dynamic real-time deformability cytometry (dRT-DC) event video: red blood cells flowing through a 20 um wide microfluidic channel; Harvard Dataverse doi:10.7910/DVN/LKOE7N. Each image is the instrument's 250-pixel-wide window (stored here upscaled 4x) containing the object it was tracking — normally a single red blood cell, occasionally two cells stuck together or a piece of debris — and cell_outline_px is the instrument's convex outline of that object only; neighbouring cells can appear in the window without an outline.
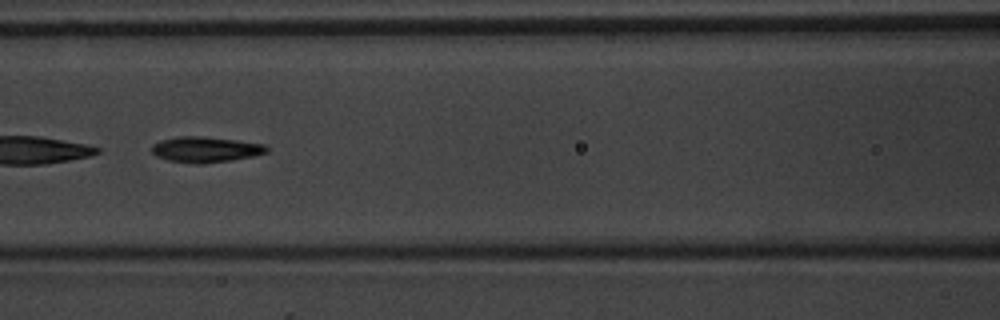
{"species": "common noctule bat (a hibernating species)", "species_latin": "Nyctalus noctula", "temperature_condition": "warm", "stored_images_in_passage": 53, "segment_of_instrument_passage": [2, 2], "camera_frame_rate_fps": 3000, "um_per_image_px": 0.085, "animal": {"sex": "male", "body_mass_g": 20.1, "forearm_length_mm": 53.5}, "frame": {"image": 1, "passage_image": 24, "time_ms": 7.667, "image_size_px": [1000, 320], "cell_outline_px": [[268, 152], [256, 156], [232, 160], [200, 164], [196, 164], [168, 160], [156, 156], [152, 152], [152, 144], [160, 140], [176, 136], [200, 136], [236, 140], [264, 144], [268, 148]], "centroid_in_image_um": [17.47, 12.7], "position_along_channel_um": 149.1, "area_um2": 17.28}}
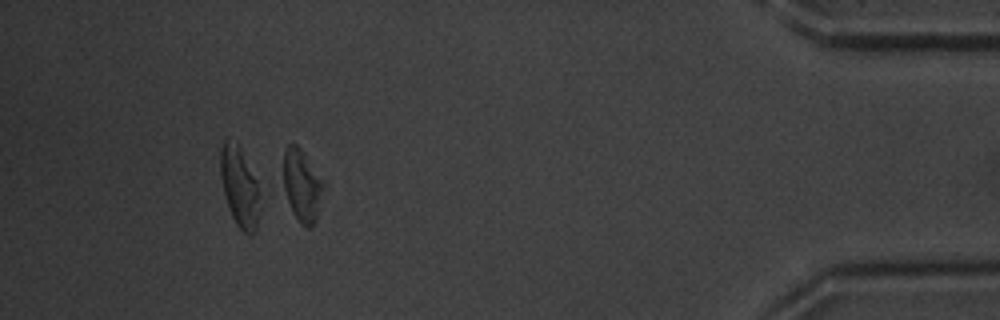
{"frame": {"image": 2, "passage_image": 49, "time_ms": 16.0, "image_size_px": [1000, 320], "cell_outline_px": [[324, 184], [316, 220], [312, 228], [308, 228], [300, 224], [288, 200], [284, 188], [284, 152], [288, 144], [296, 144], [300, 148], [324, 180]], "centroid_in_image_um": [25.69, 15.77], "position_along_channel_um": 409.5, "area_um2": 16.53}}